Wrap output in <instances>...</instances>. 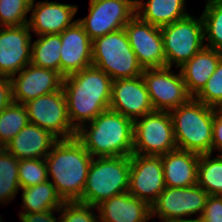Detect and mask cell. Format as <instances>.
Segmentation results:
<instances>
[{"label":"cell","mask_w":222,"mask_h":222,"mask_svg":"<svg viewBox=\"0 0 222 222\" xmlns=\"http://www.w3.org/2000/svg\"><path fill=\"white\" fill-rule=\"evenodd\" d=\"M112 82L104 71L93 65L64 77L62 89L68 117L76 131L109 109Z\"/></svg>","instance_id":"cell-1"},{"label":"cell","mask_w":222,"mask_h":222,"mask_svg":"<svg viewBox=\"0 0 222 222\" xmlns=\"http://www.w3.org/2000/svg\"><path fill=\"white\" fill-rule=\"evenodd\" d=\"M92 159L93 156L76 137L59 139L45 157L48 180L64 202L82 203Z\"/></svg>","instance_id":"cell-2"},{"label":"cell","mask_w":222,"mask_h":222,"mask_svg":"<svg viewBox=\"0 0 222 222\" xmlns=\"http://www.w3.org/2000/svg\"><path fill=\"white\" fill-rule=\"evenodd\" d=\"M133 131V120L108 109L77 130L76 138L93 157L131 156Z\"/></svg>","instance_id":"cell-3"},{"label":"cell","mask_w":222,"mask_h":222,"mask_svg":"<svg viewBox=\"0 0 222 222\" xmlns=\"http://www.w3.org/2000/svg\"><path fill=\"white\" fill-rule=\"evenodd\" d=\"M177 149L197 154L211 153L214 108L191 97L169 111Z\"/></svg>","instance_id":"cell-4"},{"label":"cell","mask_w":222,"mask_h":222,"mask_svg":"<svg viewBox=\"0 0 222 222\" xmlns=\"http://www.w3.org/2000/svg\"><path fill=\"white\" fill-rule=\"evenodd\" d=\"M130 156L93 157L82 194V203L96 207L128 191Z\"/></svg>","instance_id":"cell-5"},{"label":"cell","mask_w":222,"mask_h":222,"mask_svg":"<svg viewBox=\"0 0 222 222\" xmlns=\"http://www.w3.org/2000/svg\"><path fill=\"white\" fill-rule=\"evenodd\" d=\"M92 65L104 71L113 81L141 76L144 70L124 28L92 41Z\"/></svg>","instance_id":"cell-6"},{"label":"cell","mask_w":222,"mask_h":222,"mask_svg":"<svg viewBox=\"0 0 222 222\" xmlns=\"http://www.w3.org/2000/svg\"><path fill=\"white\" fill-rule=\"evenodd\" d=\"M166 67L177 68L205 47L202 18L190 14L183 19L161 26Z\"/></svg>","instance_id":"cell-7"},{"label":"cell","mask_w":222,"mask_h":222,"mask_svg":"<svg viewBox=\"0 0 222 222\" xmlns=\"http://www.w3.org/2000/svg\"><path fill=\"white\" fill-rule=\"evenodd\" d=\"M176 149L169 111L154 110L134 121L133 154L161 156Z\"/></svg>","instance_id":"cell-8"},{"label":"cell","mask_w":222,"mask_h":222,"mask_svg":"<svg viewBox=\"0 0 222 222\" xmlns=\"http://www.w3.org/2000/svg\"><path fill=\"white\" fill-rule=\"evenodd\" d=\"M209 194L200 186L165 187L150 206L151 219L157 216L161 222L198 220L202 216ZM200 213V214H198ZM198 214L197 218H188ZM184 216L187 218H184Z\"/></svg>","instance_id":"cell-9"},{"label":"cell","mask_w":222,"mask_h":222,"mask_svg":"<svg viewBox=\"0 0 222 222\" xmlns=\"http://www.w3.org/2000/svg\"><path fill=\"white\" fill-rule=\"evenodd\" d=\"M24 105L29 123L48 130L58 139L76 137L77 131L70 123L63 89L35 98Z\"/></svg>","instance_id":"cell-10"},{"label":"cell","mask_w":222,"mask_h":222,"mask_svg":"<svg viewBox=\"0 0 222 222\" xmlns=\"http://www.w3.org/2000/svg\"><path fill=\"white\" fill-rule=\"evenodd\" d=\"M136 0H90L89 14L77 19L93 41L124 28L136 15Z\"/></svg>","instance_id":"cell-11"},{"label":"cell","mask_w":222,"mask_h":222,"mask_svg":"<svg viewBox=\"0 0 222 222\" xmlns=\"http://www.w3.org/2000/svg\"><path fill=\"white\" fill-rule=\"evenodd\" d=\"M142 77L154 110L170 111L191 98L180 71L173 74L171 67L146 68Z\"/></svg>","instance_id":"cell-12"},{"label":"cell","mask_w":222,"mask_h":222,"mask_svg":"<svg viewBox=\"0 0 222 222\" xmlns=\"http://www.w3.org/2000/svg\"><path fill=\"white\" fill-rule=\"evenodd\" d=\"M164 189L161 156L132 154L128 192L151 206Z\"/></svg>","instance_id":"cell-13"},{"label":"cell","mask_w":222,"mask_h":222,"mask_svg":"<svg viewBox=\"0 0 222 222\" xmlns=\"http://www.w3.org/2000/svg\"><path fill=\"white\" fill-rule=\"evenodd\" d=\"M139 64L146 68L166 67L161 28L135 15L124 27Z\"/></svg>","instance_id":"cell-14"},{"label":"cell","mask_w":222,"mask_h":222,"mask_svg":"<svg viewBox=\"0 0 222 222\" xmlns=\"http://www.w3.org/2000/svg\"><path fill=\"white\" fill-rule=\"evenodd\" d=\"M30 32L27 24L0 27V77L11 78L31 63Z\"/></svg>","instance_id":"cell-15"},{"label":"cell","mask_w":222,"mask_h":222,"mask_svg":"<svg viewBox=\"0 0 222 222\" xmlns=\"http://www.w3.org/2000/svg\"><path fill=\"white\" fill-rule=\"evenodd\" d=\"M63 79L55 70L30 63L10 78L13 102L25 104L40 96L59 91L62 89Z\"/></svg>","instance_id":"cell-16"},{"label":"cell","mask_w":222,"mask_h":222,"mask_svg":"<svg viewBox=\"0 0 222 222\" xmlns=\"http://www.w3.org/2000/svg\"><path fill=\"white\" fill-rule=\"evenodd\" d=\"M109 109L133 121L154 111L142 75L112 82Z\"/></svg>","instance_id":"cell-17"},{"label":"cell","mask_w":222,"mask_h":222,"mask_svg":"<svg viewBox=\"0 0 222 222\" xmlns=\"http://www.w3.org/2000/svg\"><path fill=\"white\" fill-rule=\"evenodd\" d=\"M60 74L63 77L92 65V40L76 21L60 34Z\"/></svg>","instance_id":"cell-18"},{"label":"cell","mask_w":222,"mask_h":222,"mask_svg":"<svg viewBox=\"0 0 222 222\" xmlns=\"http://www.w3.org/2000/svg\"><path fill=\"white\" fill-rule=\"evenodd\" d=\"M78 6L58 2L32 0L28 20V27L35 35L60 34L67 27L72 26L77 20H73Z\"/></svg>","instance_id":"cell-19"},{"label":"cell","mask_w":222,"mask_h":222,"mask_svg":"<svg viewBox=\"0 0 222 222\" xmlns=\"http://www.w3.org/2000/svg\"><path fill=\"white\" fill-rule=\"evenodd\" d=\"M99 222H147L151 208L128 191L112 196L97 206Z\"/></svg>","instance_id":"cell-20"},{"label":"cell","mask_w":222,"mask_h":222,"mask_svg":"<svg viewBox=\"0 0 222 222\" xmlns=\"http://www.w3.org/2000/svg\"><path fill=\"white\" fill-rule=\"evenodd\" d=\"M58 140L48 130L28 123L4 148L18 160L45 158Z\"/></svg>","instance_id":"cell-21"},{"label":"cell","mask_w":222,"mask_h":222,"mask_svg":"<svg viewBox=\"0 0 222 222\" xmlns=\"http://www.w3.org/2000/svg\"><path fill=\"white\" fill-rule=\"evenodd\" d=\"M200 154L176 149L161 155L165 187H189L197 185Z\"/></svg>","instance_id":"cell-22"},{"label":"cell","mask_w":222,"mask_h":222,"mask_svg":"<svg viewBox=\"0 0 222 222\" xmlns=\"http://www.w3.org/2000/svg\"><path fill=\"white\" fill-rule=\"evenodd\" d=\"M222 52L204 47L180 67L187 92L195 97L215 72Z\"/></svg>","instance_id":"cell-23"},{"label":"cell","mask_w":222,"mask_h":222,"mask_svg":"<svg viewBox=\"0 0 222 222\" xmlns=\"http://www.w3.org/2000/svg\"><path fill=\"white\" fill-rule=\"evenodd\" d=\"M186 0H136V15L143 21L161 27L183 19L189 13L185 12Z\"/></svg>","instance_id":"cell-24"},{"label":"cell","mask_w":222,"mask_h":222,"mask_svg":"<svg viewBox=\"0 0 222 222\" xmlns=\"http://www.w3.org/2000/svg\"><path fill=\"white\" fill-rule=\"evenodd\" d=\"M23 211L20 213L46 212L58 210L64 201L50 180L28 188H21Z\"/></svg>","instance_id":"cell-25"},{"label":"cell","mask_w":222,"mask_h":222,"mask_svg":"<svg viewBox=\"0 0 222 222\" xmlns=\"http://www.w3.org/2000/svg\"><path fill=\"white\" fill-rule=\"evenodd\" d=\"M61 38L59 34H44L32 43L31 64L60 73Z\"/></svg>","instance_id":"cell-26"},{"label":"cell","mask_w":222,"mask_h":222,"mask_svg":"<svg viewBox=\"0 0 222 222\" xmlns=\"http://www.w3.org/2000/svg\"><path fill=\"white\" fill-rule=\"evenodd\" d=\"M211 156L212 153L200 154L197 185L209 195L222 196V154Z\"/></svg>","instance_id":"cell-27"},{"label":"cell","mask_w":222,"mask_h":222,"mask_svg":"<svg viewBox=\"0 0 222 222\" xmlns=\"http://www.w3.org/2000/svg\"><path fill=\"white\" fill-rule=\"evenodd\" d=\"M19 160L0 148V203L8 204L21 189L18 177Z\"/></svg>","instance_id":"cell-28"},{"label":"cell","mask_w":222,"mask_h":222,"mask_svg":"<svg viewBox=\"0 0 222 222\" xmlns=\"http://www.w3.org/2000/svg\"><path fill=\"white\" fill-rule=\"evenodd\" d=\"M205 46L222 52V0H206L201 14Z\"/></svg>","instance_id":"cell-29"},{"label":"cell","mask_w":222,"mask_h":222,"mask_svg":"<svg viewBox=\"0 0 222 222\" xmlns=\"http://www.w3.org/2000/svg\"><path fill=\"white\" fill-rule=\"evenodd\" d=\"M29 123L24 104L12 102L0 112V148H4Z\"/></svg>","instance_id":"cell-30"},{"label":"cell","mask_w":222,"mask_h":222,"mask_svg":"<svg viewBox=\"0 0 222 222\" xmlns=\"http://www.w3.org/2000/svg\"><path fill=\"white\" fill-rule=\"evenodd\" d=\"M31 3L32 0H0V27L27 24Z\"/></svg>","instance_id":"cell-31"},{"label":"cell","mask_w":222,"mask_h":222,"mask_svg":"<svg viewBox=\"0 0 222 222\" xmlns=\"http://www.w3.org/2000/svg\"><path fill=\"white\" fill-rule=\"evenodd\" d=\"M18 177L20 188H28L48 180L45 158L19 160Z\"/></svg>","instance_id":"cell-32"},{"label":"cell","mask_w":222,"mask_h":222,"mask_svg":"<svg viewBox=\"0 0 222 222\" xmlns=\"http://www.w3.org/2000/svg\"><path fill=\"white\" fill-rule=\"evenodd\" d=\"M194 98L206 106L213 108L222 107V57L218 62L215 72Z\"/></svg>","instance_id":"cell-33"},{"label":"cell","mask_w":222,"mask_h":222,"mask_svg":"<svg viewBox=\"0 0 222 222\" xmlns=\"http://www.w3.org/2000/svg\"><path fill=\"white\" fill-rule=\"evenodd\" d=\"M92 209L97 207L78 201L64 202L58 209L60 222H99L98 215L94 214Z\"/></svg>","instance_id":"cell-34"},{"label":"cell","mask_w":222,"mask_h":222,"mask_svg":"<svg viewBox=\"0 0 222 222\" xmlns=\"http://www.w3.org/2000/svg\"><path fill=\"white\" fill-rule=\"evenodd\" d=\"M199 220L201 222H222V196L209 195Z\"/></svg>","instance_id":"cell-35"},{"label":"cell","mask_w":222,"mask_h":222,"mask_svg":"<svg viewBox=\"0 0 222 222\" xmlns=\"http://www.w3.org/2000/svg\"><path fill=\"white\" fill-rule=\"evenodd\" d=\"M219 150L222 154V107L214 108L211 153Z\"/></svg>","instance_id":"cell-36"},{"label":"cell","mask_w":222,"mask_h":222,"mask_svg":"<svg viewBox=\"0 0 222 222\" xmlns=\"http://www.w3.org/2000/svg\"><path fill=\"white\" fill-rule=\"evenodd\" d=\"M58 210H48L46 212H36V213H20L19 218L22 222H60V213L59 219L53 215Z\"/></svg>","instance_id":"cell-37"},{"label":"cell","mask_w":222,"mask_h":222,"mask_svg":"<svg viewBox=\"0 0 222 222\" xmlns=\"http://www.w3.org/2000/svg\"><path fill=\"white\" fill-rule=\"evenodd\" d=\"M12 102L11 80L8 77H0V112Z\"/></svg>","instance_id":"cell-38"},{"label":"cell","mask_w":222,"mask_h":222,"mask_svg":"<svg viewBox=\"0 0 222 222\" xmlns=\"http://www.w3.org/2000/svg\"><path fill=\"white\" fill-rule=\"evenodd\" d=\"M180 222H201L199 219L198 220H185V221H180Z\"/></svg>","instance_id":"cell-39"}]
</instances>
